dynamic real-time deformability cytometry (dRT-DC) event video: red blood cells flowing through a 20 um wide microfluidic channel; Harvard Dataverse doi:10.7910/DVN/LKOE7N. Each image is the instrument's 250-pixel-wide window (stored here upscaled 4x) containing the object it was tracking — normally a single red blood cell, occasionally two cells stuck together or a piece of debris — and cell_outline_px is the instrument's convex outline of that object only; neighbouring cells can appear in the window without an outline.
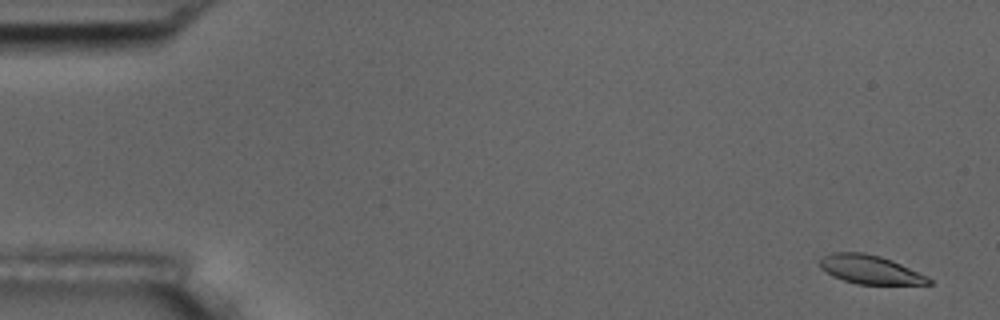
{"species": "common noctule bat (a hibernating species)", "species_latin": "Nyctalus noctula", "temperature_condition": "room temperature", "stored_images_in_passage": 5, "segment_of_instrument_passage": [2, 2], "camera_frame_rate_fps": 3000, "um_per_image_px": 0.085, "animal": {"sex": "male", "body_mass_g": 17.5, "forearm_length_mm": 52.3}, "frame": {"image": 1, "passage_image": 5, "time_ms": 1.333, "image_size_px": [1000, 320], "cell_outline_px": [[932, 284], [856, 284], [832, 276], [820, 268], [820, 256], [832, 252], [864, 252], [880, 256], [892, 260], [932, 280]], "centroid_in_image_um": [73.87, 22.9], "position_along_channel_um": 11.1, "area_um2": 18.03}}